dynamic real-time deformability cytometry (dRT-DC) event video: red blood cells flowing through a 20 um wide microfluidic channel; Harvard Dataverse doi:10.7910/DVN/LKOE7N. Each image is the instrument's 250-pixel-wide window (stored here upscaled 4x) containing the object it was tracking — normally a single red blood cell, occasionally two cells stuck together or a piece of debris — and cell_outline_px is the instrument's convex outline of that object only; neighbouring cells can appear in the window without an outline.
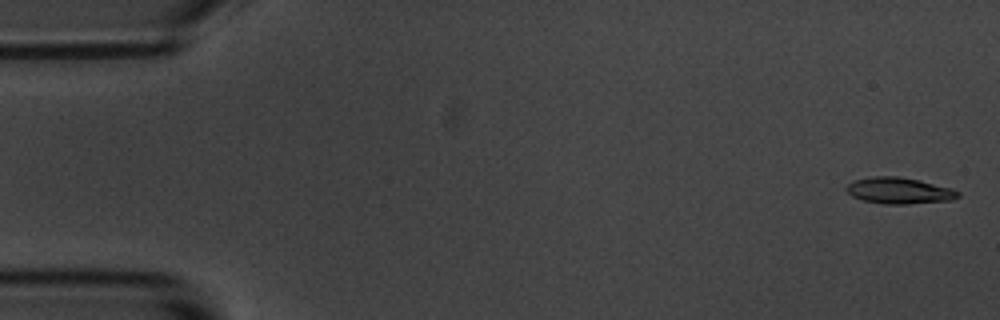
{"species": "common noctule bat (a hibernating species)", "species_latin": "Nyctalus noctula", "temperature_condition": "room temperature", "stored_images_in_passage": 5, "camera_frame_rate_fps": 3000, "um_per_image_px": 0.085, "animal": {"sex": "male", "body_mass_g": 20.1, "forearm_length_mm": 53.5}, "frame": {"image": 1, "passage_image": 1, "time_ms": 0.0, "image_size_px": [1000, 320], "cell_outline_px": [[960, 196], [952, 200], [908, 204], [884, 204], [864, 200], [852, 196], [844, 188], [848, 184], [856, 180], [876, 176], [896, 176], [916, 180], [952, 188], [960, 192]], "centroid_in_image_um": [76.44, 16.21], "position_along_channel_um": 8.6, "area_um2": 16.88}}
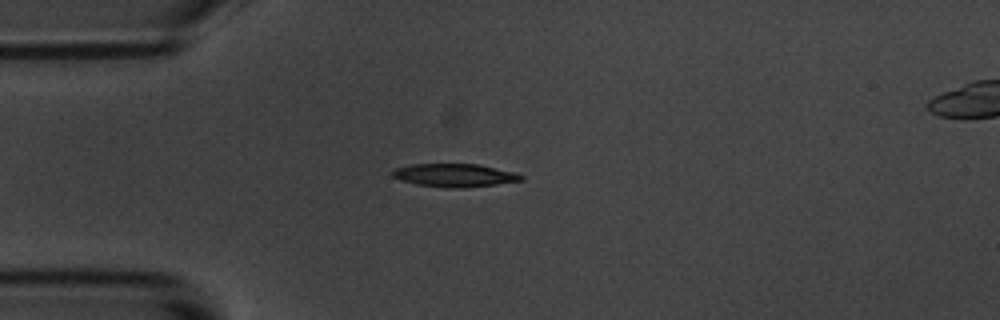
{"frame": {"image": 2, "passage_image": 4, "time_ms": 4.333, "image_size_px": [1000, 320], "cell_outline_px": [[524, 180], [496, 184], [460, 188], [444, 188], [416, 184], [400, 180], [392, 176], [392, 172], [396, 168], [412, 164], [480, 164], [512, 172], [524, 176]], "centroid_in_image_um": [38.62, 14.9], "position_along_channel_um": 46.4, "area_um2": 17.28}}